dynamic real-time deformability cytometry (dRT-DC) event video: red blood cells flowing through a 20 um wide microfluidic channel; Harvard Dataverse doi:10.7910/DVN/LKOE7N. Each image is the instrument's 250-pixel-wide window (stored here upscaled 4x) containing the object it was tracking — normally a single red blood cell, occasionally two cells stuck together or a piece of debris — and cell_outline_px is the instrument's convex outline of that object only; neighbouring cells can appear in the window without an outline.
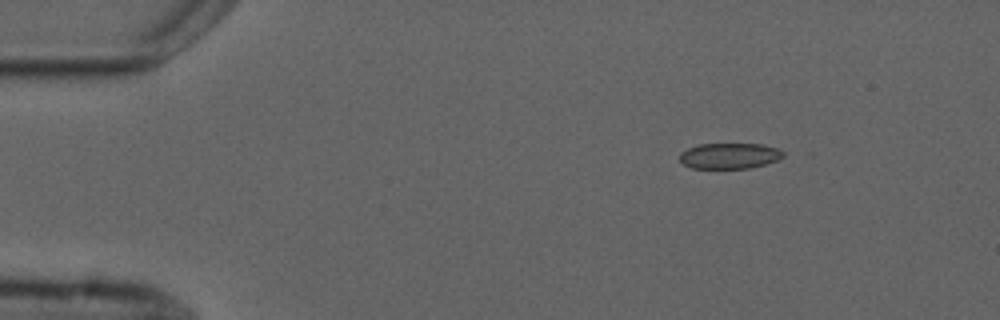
{"species": "common noctule bat (a hibernating species)", "species_latin": "Nyctalus noctula", "temperature_condition": "cold", "stored_images_in_passage": 3, "camera_frame_rate_fps": 3000, "um_per_image_px": 0.085, "animal": {"sex": "male", "forearm_length_mm": 52.5}, "frame": {"image": 1, "passage_image": 1, "time_ms": 0.0, "image_size_px": [1000, 320], "cell_outline_px": [[784, 156], [776, 160], [764, 164], [748, 168], [692, 168], [684, 164], [680, 160], [680, 152], [696, 144], [760, 144], [776, 148], [784, 152]], "centroid_in_image_um": [61.97, 13.24], "position_along_channel_um": 23.0, "area_um2": 15.37}}